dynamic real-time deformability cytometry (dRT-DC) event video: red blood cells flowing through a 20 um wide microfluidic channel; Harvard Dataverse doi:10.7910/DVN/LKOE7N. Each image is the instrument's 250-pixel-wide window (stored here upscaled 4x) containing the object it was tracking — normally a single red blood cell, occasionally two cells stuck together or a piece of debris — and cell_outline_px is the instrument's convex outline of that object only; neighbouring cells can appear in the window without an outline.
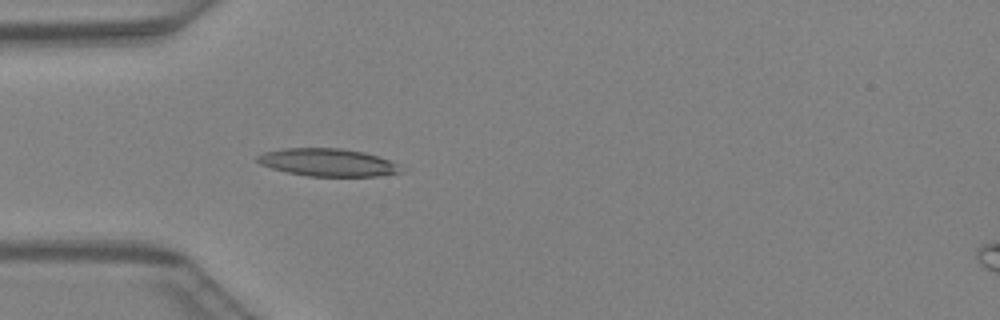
{"species": "Egyptian fruit bat (a non-hibernating species)", "species_latin": "Rousettus aegyptiacus", "temperature_condition": "warm", "stored_images_in_passage": 44, "camera_frame_rate_fps": 3000, "um_per_image_px": 0.085, "animal": {"sex": "female"}, "frame": {"image": 1, "passage_image": 13, "time_ms": 4.0, "image_size_px": [1000, 320], "cell_outline_px": [[408, 168], [400, 172], [376, 176], [308, 176], [288, 172], [272, 168], [260, 164], [256, 160], [256, 156], [264, 152], [284, 148], [340, 148], [364, 152], [388, 160]], "centroid_in_image_um": [27.87, 13.8], "position_along_channel_um": 57.1, "area_um2": 23.12}}
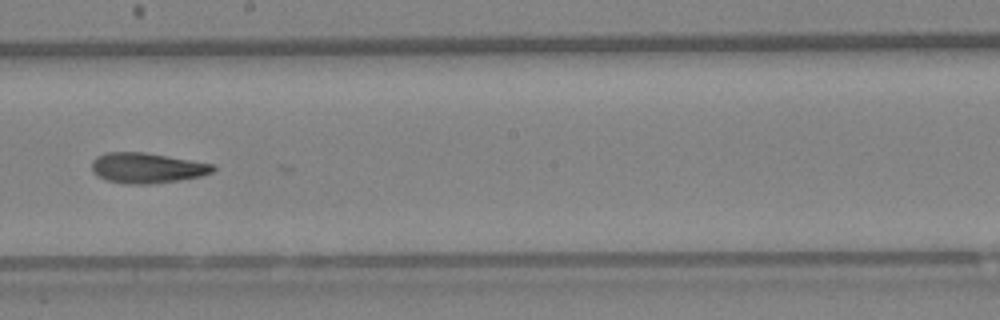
{"frame": {"image": 2, "passage_image": 25, "time_ms": 8.0, "image_size_px": [1000, 320], "cell_outline_px": [[216, 168], [212, 172], [200, 176], [152, 184], [128, 184], [108, 180], [92, 172], [92, 160], [96, 156], [104, 152], [144, 152], [216, 164]], "centroid_in_image_um": [12.49, 14.26], "position_along_channel_um": 235.7, "area_um2": 21.39}}
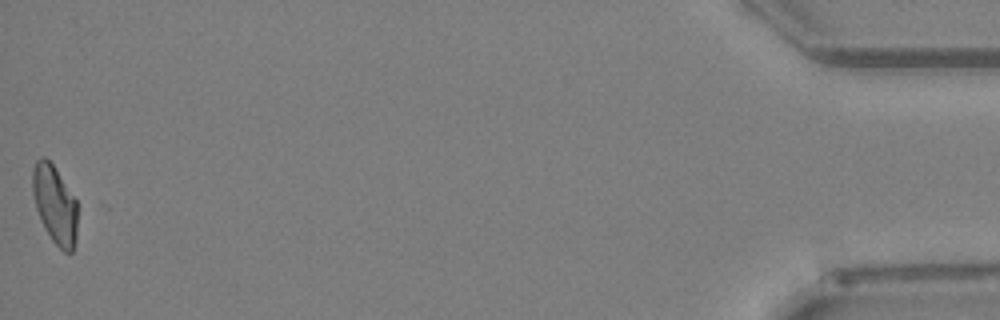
{"frame": {"image": 3, "passage_image": 44, "time_ms": 14.333, "image_size_px": [1000, 320], "cell_outline_px": [[76, 236], [72, 252], [64, 252], [52, 240], [44, 228], [36, 208], [32, 192], [32, 168], [36, 160], [40, 156], [44, 156], [52, 164], [76, 200]], "centroid_in_image_um": [4.63, 17.37], "position_along_channel_um": 430.6, "area_um2": 20.23}}